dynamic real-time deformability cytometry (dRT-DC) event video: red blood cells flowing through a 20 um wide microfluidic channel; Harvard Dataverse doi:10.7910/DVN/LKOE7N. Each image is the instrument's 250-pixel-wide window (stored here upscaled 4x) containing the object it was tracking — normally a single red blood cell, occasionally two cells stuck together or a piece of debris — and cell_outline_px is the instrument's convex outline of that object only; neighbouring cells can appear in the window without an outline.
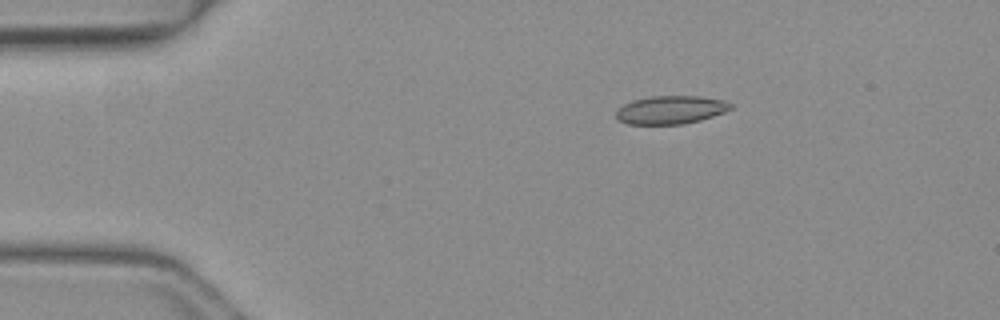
{"species": "common noctule bat (a hibernating species)", "species_latin": "Nyctalus noctula", "temperature_condition": "warm", "stored_images_in_passage": 43, "camera_frame_rate_fps": 3000, "um_per_image_px": 0.085, "animal": {"sex": "female", "body_mass_g": 19.3, "forearm_length_mm": 54.1}, "frame": {"image": 1, "passage_image": 2, "time_ms": 0.333, "image_size_px": [1000, 320], "cell_outline_px": [[732, 108], [724, 112], [700, 120], [684, 124], [628, 124], [616, 120], [616, 108], [632, 100], [652, 96], [696, 96], [724, 100], [732, 104]], "centroid_in_image_um": [56.96, 9.34], "position_along_channel_um": 28.0, "area_um2": 18.9}}
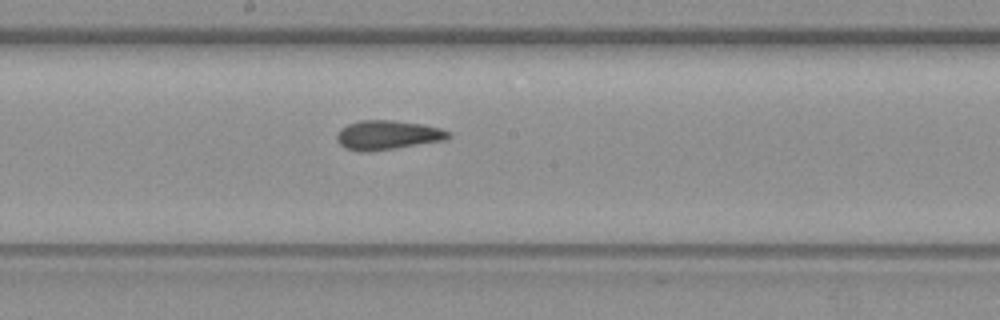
{"frame": {"image": 2, "passage_image": 20, "time_ms": 6.333, "image_size_px": [1000, 320], "cell_outline_px": [[452, 136], [444, 140], [396, 148], [368, 152], [360, 152], [344, 148], [336, 140], [336, 136], [340, 128], [348, 124], [360, 120], [392, 120], [424, 124], [440, 128], [448, 132]], "centroid_in_image_um": [32.9, 11.48], "position_along_channel_um": 215.3, "area_um2": 19.13}}
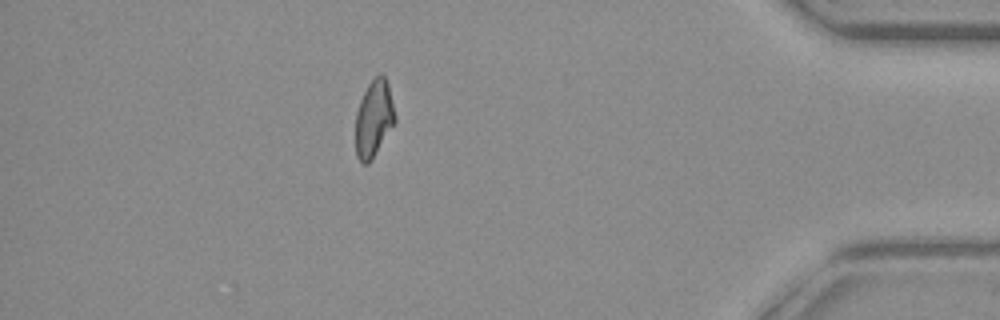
{"frame": {"image": 3, "passage_image": 37, "time_ms": 12.0, "image_size_px": [1000, 320], "cell_outline_px": [[396, 120], [372, 160], [368, 164], [364, 164], [356, 156], [356, 112], [360, 100], [368, 84], [376, 76], [384, 76], [388, 84], [396, 116]], "centroid_in_image_um": [31.77, 10.1], "position_along_channel_um": 403.4, "area_um2": 17.46}, "authors_computed_cell_mechanics": {"area_um2": 18.6694, "velocity_mm_per_s": 4.1587, "shape_relaxation_time_tau1_ms": null, "shape_relaxation_time_tau2_ms": 3.324, "deformation_change_tau1": null, "deformation_change_tau2": 0.1009}}